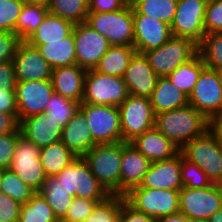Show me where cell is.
<instances>
[{
  "label": "cell",
  "mask_w": 222,
  "mask_h": 222,
  "mask_svg": "<svg viewBox=\"0 0 222 222\" xmlns=\"http://www.w3.org/2000/svg\"><path fill=\"white\" fill-rule=\"evenodd\" d=\"M154 127L181 149L209 130V119L192 105L155 114Z\"/></svg>",
  "instance_id": "obj_1"
},
{
  "label": "cell",
  "mask_w": 222,
  "mask_h": 222,
  "mask_svg": "<svg viewBox=\"0 0 222 222\" xmlns=\"http://www.w3.org/2000/svg\"><path fill=\"white\" fill-rule=\"evenodd\" d=\"M83 158L105 189L111 195H120L122 141L113 144H97Z\"/></svg>",
  "instance_id": "obj_2"
},
{
  "label": "cell",
  "mask_w": 222,
  "mask_h": 222,
  "mask_svg": "<svg viewBox=\"0 0 222 222\" xmlns=\"http://www.w3.org/2000/svg\"><path fill=\"white\" fill-rule=\"evenodd\" d=\"M103 35L112 46L134 47L133 7L126 5L119 11L89 13L85 22Z\"/></svg>",
  "instance_id": "obj_3"
},
{
  "label": "cell",
  "mask_w": 222,
  "mask_h": 222,
  "mask_svg": "<svg viewBox=\"0 0 222 222\" xmlns=\"http://www.w3.org/2000/svg\"><path fill=\"white\" fill-rule=\"evenodd\" d=\"M56 177L73 197L102 202L111 196L91 172L83 157H77L70 165L64 167Z\"/></svg>",
  "instance_id": "obj_4"
},
{
  "label": "cell",
  "mask_w": 222,
  "mask_h": 222,
  "mask_svg": "<svg viewBox=\"0 0 222 222\" xmlns=\"http://www.w3.org/2000/svg\"><path fill=\"white\" fill-rule=\"evenodd\" d=\"M93 140L96 144H113L122 141L120 111L113 105L80 103Z\"/></svg>",
  "instance_id": "obj_5"
},
{
  "label": "cell",
  "mask_w": 222,
  "mask_h": 222,
  "mask_svg": "<svg viewBox=\"0 0 222 222\" xmlns=\"http://www.w3.org/2000/svg\"><path fill=\"white\" fill-rule=\"evenodd\" d=\"M198 53L192 40L172 36L161 47L144 52L150 66L158 76H167Z\"/></svg>",
  "instance_id": "obj_6"
},
{
  "label": "cell",
  "mask_w": 222,
  "mask_h": 222,
  "mask_svg": "<svg viewBox=\"0 0 222 222\" xmlns=\"http://www.w3.org/2000/svg\"><path fill=\"white\" fill-rule=\"evenodd\" d=\"M129 95L122 77L105 75L95 69L87 70L82 103L118 107Z\"/></svg>",
  "instance_id": "obj_7"
},
{
  "label": "cell",
  "mask_w": 222,
  "mask_h": 222,
  "mask_svg": "<svg viewBox=\"0 0 222 222\" xmlns=\"http://www.w3.org/2000/svg\"><path fill=\"white\" fill-rule=\"evenodd\" d=\"M179 152L184 159L198 165L212 184L222 175V144L209 130L186 143Z\"/></svg>",
  "instance_id": "obj_8"
},
{
  "label": "cell",
  "mask_w": 222,
  "mask_h": 222,
  "mask_svg": "<svg viewBox=\"0 0 222 222\" xmlns=\"http://www.w3.org/2000/svg\"><path fill=\"white\" fill-rule=\"evenodd\" d=\"M124 198L136 210L155 219L179 212V190L137 186L125 194Z\"/></svg>",
  "instance_id": "obj_9"
},
{
  "label": "cell",
  "mask_w": 222,
  "mask_h": 222,
  "mask_svg": "<svg viewBox=\"0 0 222 222\" xmlns=\"http://www.w3.org/2000/svg\"><path fill=\"white\" fill-rule=\"evenodd\" d=\"M118 108L123 142H131L154 127L155 114L150 98L129 95Z\"/></svg>",
  "instance_id": "obj_10"
},
{
  "label": "cell",
  "mask_w": 222,
  "mask_h": 222,
  "mask_svg": "<svg viewBox=\"0 0 222 222\" xmlns=\"http://www.w3.org/2000/svg\"><path fill=\"white\" fill-rule=\"evenodd\" d=\"M41 148L21 135L15 146L11 171L35 192H39L46 178L40 161Z\"/></svg>",
  "instance_id": "obj_11"
},
{
  "label": "cell",
  "mask_w": 222,
  "mask_h": 222,
  "mask_svg": "<svg viewBox=\"0 0 222 222\" xmlns=\"http://www.w3.org/2000/svg\"><path fill=\"white\" fill-rule=\"evenodd\" d=\"M222 208V195L215 185L204 188L182 187L179 190V212L190 220H208Z\"/></svg>",
  "instance_id": "obj_12"
},
{
  "label": "cell",
  "mask_w": 222,
  "mask_h": 222,
  "mask_svg": "<svg viewBox=\"0 0 222 222\" xmlns=\"http://www.w3.org/2000/svg\"><path fill=\"white\" fill-rule=\"evenodd\" d=\"M205 0H178L171 23L172 36L192 40L199 45L205 35Z\"/></svg>",
  "instance_id": "obj_13"
},
{
  "label": "cell",
  "mask_w": 222,
  "mask_h": 222,
  "mask_svg": "<svg viewBox=\"0 0 222 222\" xmlns=\"http://www.w3.org/2000/svg\"><path fill=\"white\" fill-rule=\"evenodd\" d=\"M188 102L208 119L222 112V84L215 69L203 68Z\"/></svg>",
  "instance_id": "obj_14"
},
{
  "label": "cell",
  "mask_w": 222,
  "mask_h": 222,
  "mask_svg": "<svg viewBox=\"0 0 222 222\" xmlns=\"http://www.w3.org/2000/svg\"><path fill=\"white\" fill-rule=\"evenodd\" d=\"M19 123L32 115L43 114L53 91L51 79L17 81L15 87Z\"/></svg>",
  "instance_id": "obj_15"
},
{
  "label": "cell",
  "mask_w": 222,
  "mask_h": 222,
  "mask_svg": "<svg viewBox=\"0 0 222 222\" xmlns=\"http://www.w3.org/2000/svg\"><path fill=\"white\" fill-rule=\"evenodd\" d=\"M72 33L77 64L85 70L95 69L111 46L108 40L86 23L75 24Z\"/></svg>",
  "instance_id": "obj_16"
},
{
  "label": "cell",
  "mask_w": 222,
  "mask_h": 222,
  "mask_svg": "<svg viewBox=\"0 0 222 222\" xmlns=\"http://www.w3.org/2000/svg\"><path fill=\"white\" fill-rule=\"evenodd\" d=\"M134 48L137 53L159 48L171 37V26L151 17L138 14L133 9Z\"/></svg>",
  "instance_id": "obj_17"
},
{
  "label": "cell",
  "mask_w": 222,
  "mask_h": 222,
  "mask_svg": "<svg viewBox=\"0 0 222 222\" xmlns=\"http://www.w3.org/2000/svg\"><path fill=\"white\" fill-rule=\"evenodd\" d=\"M17 81L49 80L52 67L36 47L23 41L12 60Z\"/></svg>",
  "instance_id": "obj_18"
},
{
  "label": "cell",
  "mask_w": 222,
  "mask_h": 222,
  "mask_svg": "<svg viewBox=\"0 0 222 222\" xmlns=\"http://www.w3.org/2000/svg\"><path fill=\"white\" fill-rule=\"evenodd\" d=\"M122 78L130 95L150 98L159 76L154 72L144 54L136 52Z\"/></svg>",
  "instance_id": "obj_19"
},
{
  "label": "cell",
  "mask_w": 222,
  "mask_h": 222,
  "mask_svg": "<svg viewBox=\"0 0 222 222\" xmlns=\"http://www.w3.org/2000/svg\"><path fill=\"white\" fill-rule=\"evenodd\" d=\"M181 153L168 160L152 162L139 185L142 188L180 190Z\"/></svg>",
  "instance_id": "obj_20"
},
{
  "label": "cell",
  "mask_w": 222,
  "mask_h": 222,
  "mask_svg": "<svg viewBox=\"0 0 222 222\" xmlns=\"http://www.w3.org/2000/svg\"><path fill=\"white\" fill-rule=\"evenodd\" d=\"M151 162L130 142L122 141L120 167V195L124 196L132 188L141 184Z\"/></svg>",
  "instance_id": "obj_21"
},
{
  "label": "cell",
  "mask_w": 222,
  "mask_h": 222,
  "mask_svg": "<svg viewBox=\"0 0 222 222\" xmlns=\"http://www.w3.org/2000/svg\"><path fill=\"white\" fill-rule=\"evenodd\" d=\"M87 70L78 64L52 69L51 82L54 93L81 103L84 97Z\"/></svg>",
  "instance_id": "obj_22"
},
{
  "label": "cell",
  "mask_w": 222,
  "mask_h": 222,
  "mask_svg": "<svg viewBox=\"0 0 222 222\" xmlns=\"http://www.w3.org/2000/svg\"><path fill=\"white\" fill-rule=\"evenodd\" d=\"M22 135L39 148L61 140L63 127L44 114L32 115L20 122Z\"/></svg>",
  "instance_id": "obj_23"
},
{
  "label": "cell",
  "mask_w": 222,
  "mask_h": 222,
  "mask_svg": "<svg viewBox=\"0 0 222 222\" xmlns=\"http://www.w3.org/2000/svg\"><path fill=\"white\" fill-rule=\"evenodd\" d=\"M151 163L168 160L179 153V148L155 127L137 136L130 142Z\"/></svg>",
  "instance_id": "obj_24"
},
{
  "label": "cell",
  "mask_w": 222,
  "mask_h": 222,
  "mask_svg": "<svg viewBox=\"0 0 222 222\" xmlns=\"http://www.w3.org/2000/svg\"><path fill=\"white\" fill-rule=\"evenodd\" d=\"M61 141L78 157H83L93 146L97 145L80 110L63 128Z\"/></svg>",
  "instance_id": "obj_25"
},
{
  "label": "cell",
  "mask_w": 222,
  "mask_h": 222,
  "mask_svg": "<svg viewBox=\"0 0 222 222\" xmlns=\"http://www.w3.org/2000/svg\"><path fill=\"white\" fill-rule=\"evenodd\" d=\"M150 101L154 114L181 108L189 104L188 96L173 85L167 76H159Z\"/></svg>",
  "instance_id": "obj_26"
},
{
  "label": "cell",
  "mask_w": 222,
  "mask_h": 222,
  "mask_svg": "<svg viewBox=\"0 0 222 222\" xmlns=\"http://www.w3.org/2000/svg\"><path fill=\"white\" fill-rule=\"evenodd\" d=\"M75 24L59 16H45L42 24L25 41L29 45H45L48 42L62 41L72 34Z\"/></svg>",
  "instance_id": "obj_27"
},
{
  "label": "cell",
  "mask_w": 222,
  "mask_h": 222,
  "mask_svg": "<svg viewBox=\"0 0 222 222\" xmlns=\"http://www.w3.org/2000/svg\"><path fill=\"white\" fill-rule=\"evenodd\" d=\"M52 67H65L77 64L76 49L73 33L62 41L48 42L45 45H31Z\"/></svg>",
  "instance_id": "obj_28"
},
{
  "label": "cell",
  "mask_w": 222,
  "mask_h": 222,
  "mask_svg": "<svg viewBox=\"0 0 222 222\" xmlns=\"http://www.w3.org/2000/svg\"><path fill=\"white\" fill-rule=\"evenodd\" d=\"M39 193L53 209L58 220L65 217L74 199L56 176H46Z\"/></svg>",
  "instance_id": "obj_29"
},
{
  "label": "cell",
  "mask_w": 222,
  "mask_h": 222,
  "mask_svg": "<svg viewBox=\"0 0 222 222\" xmlns=\"http://www.w3.org/2000/svg\"><path fill=\"white\" fill-rule=\"evenodd\" d=\"M77 157L61 140L41 148L40 152V161L46 176L58 175Z\"/></svg>",
  "instance_id": "obj_30"
},
{
  "label": "cell",
  "mask_w": 222,
  "mask_h": 222,
  "mask_svg": "<svg viewBox=\"0 0 222 222\" xmlns=\"http://www.w3.org/2000/svg\"><path fill=\"white\" fill-rule=\"evenodd\" d=\"M135 53L134 47L111 45L95 70L105 75L122 77Z\"/></svg>",
  "instance_id": "obj_31"
},
{
  "label": "cell",
  "mask_w": 222,
  "mask_h": 222,
  "mask_svg": "<svg viewBox=\"0 0 222 222\" xmlns=\"http://www.w3.org/2000/svg\"><path fill=\"white\" fill-rule=\"evenodd\" d=\"M204 67L205 64L197 53L191 60L181 64L167 77L173 85L189 96Z\"/></svg>",
  "instance_id": "obj_32"
},
{
  "label": "cell",
  "mask_w": 222,
  "mask_h": 222,
  "mask_svg": "<svg viewBox=\"0 0 222 222\" xmlns=\"http://www.w3.org/2000/svg\"><path fill=\"white\" fill-rule=\"evenodd\" d=\"M178 0H133L131 6L140 15L171 25Z\"/></svg>",
  "instance_id": "obj_33"
},
{
  "label": "cell",
  "mask_w": 222,
  "mask_h": 222,
  "mask_svg": "<svg viewBox=\"0 0 222 222\" xmlns=\"http://www.w3.org/2000/svg\"><path fill=\"white\" fill-rule=\"evenodd\" d=\"M88 2L89 0H50L47 9L50 14L80 24L86 22L89 14Z\"/></svg>",
  "instance_id": "obj_34"
},
{
  "label": "cell",
  "mask_w": 222,
  "mask_h": 222,
  "mask_svg": "<svg viewBox=\"0 0 222 222\" xmlns=\"http://www.w3.org/2000/svg\"><path fill=\"white\" fill-rule=\"evenodd\" d=\"M18 222H59V220L43 196L36 192L27 203L21 205Z\"/></svg>",
  "instance_id": "obj_35"
},
{
  "label": "cell",
  "mask_w": 222,
  "mask_h": 222,
  "mask_svg": "<svg viewBox=\"0 0 222 222\" xmlns=\"http://www.w3.org/2000/svg\"><path fill=\"white\" fill-rule=\"evenodd\" d=\"M47 13V7L24 3L16 23L15 34L25 41L42 24Z\"/></svg>",
  "instance_id": "obj_36"
},
{
  "label": "cell",
  "mask_w": 222,
  "mask_h": 222,
  "mask_svg": "<svg viewBox=\"0 0 222 222\" xmlns=\"http://www.w3.org/2000/svg\"><path fill=\"white\" fill-rule=\"evenodd\" d=\"M79 108L80 103L64 98L57 93H53L46 104L43 114L47 119L58 122L64 128L69 120L77 113Z\"/></svg>",
  "instance_id": "obj_37"
},
{
  "label": "cell",
  "mask_w": 222,
  "mask_h": 222,
  "mask_svg": "<svg viewBox=\"0 0 222 222\" xmlns=\"http://www.w3.org/2000/svg\"><path fill=\"white\" fill-rule=\"evenodd\" d=\"M198 53L205 67L222 69V32L205 34L198 45Z\"/></svg>",
  "instance_id": "obj_38"
},
{
  "label": "cell",
  "mask_w": 222,
  "mask_h": 222,
  "mask_svg": "<svg viewBox=\"0 0 222 222\" xmlns=\"http://www.w3.org/2000/svg\"><path fill=\"white\" fill-rule=\"evenodd\" d=\"M0 192L10 196L20 205L27 203L36 193L10 169L4 170L0 180Z\"/></svg>",
  "instance_id": "obj_39"
},
{
  "label": "cell",
  "mask_w": 222,
  "mask_h": 222,
  "mask_svg": "<svg viewBox=\"0 0 222 222\" xmlns=\"http://www.w3.org/2000/svg\"><path fill=\"white\" fill-rule=\"evenodd\" d=\"M121 195H111L106 200L98 202L90 217L83 222H119Z\"/></svg>",
  "instance_id": "obj_40"
},
{
  "label": "cell",
  "mask_w": 222,
  "mask_h": 222,
  "mask_svg": "<svg viewBox=\"0 0 222 222\" xmlns=\"http://www.w3.org/2000/svg\"><path fill=\"white\" fill-rule=\"evenodd\" d=\"M180 175L183 187L204 188L212 185L206 173L198 165L184 159L182 154Z\"/></svg>",
  "instance_id": "obj_41"
},
{
  "label": "cell",
  "mask_w": 222,
  "mask_h": 222,
  "mask_svg": "<svg viewBox=\"0 0 222 222\" xmlns=\"http://www.w3.org/2000/svg\"><path fill=\"white\" fill-rule=\"evenodd\" d=\"M24 3L23 0H0V31L15 33Z\"/></svg>",
  "instance_id": "obj_42"
},
{
  "label": "cell",
  "mask_w": 222,
  "mask_h": 222,
  "mask_svg": "<svg viewBox=\"0 0 222 222\" xmlns=\"http://www.w3.org/2000/svg\"><path fill=\"white\" fill-rule=\"evenodd\" d=\"M97 203L96 200L74 197L67 214L59 221L83 222L90 217Z\"/></svg>",
  "instance_id": "obj_43"
},
{
  "label": "cell",
  "mask_w": 222,
  "mask_h": 222,
  "mask_svg": "<svg viewBox=\"0 0 222 222\" xmlns=\"http://www.w3.org/2000/svg\"><path fill=\"white\" fill-rule=\"evenodd\" d=\"M205 34L222 32V0L207 2L204 15Z\"/></svg>",
  "instance_id": "obj_44"
},
{
  "label": "cell",
  "mask_w": 222,
  "mask_h": 222,
  "mask_svg": "<svg viewBox=\"0 0 222 222\" xmlns=\"http://www.w3.org/2000/svg\"><path fill=\"white\" fill-rule=\"evenodd\" d=\"M21 135L20 127L13 133L0 135V167L9 169L13 161L16 142Z\"/></svg>",
  "instance_id": "obj_45"
},
{
  "label": "cell",
  "mask_w": 222,
  "mask_h": 222,
  "mask_svg": "<svg viewBox=\"0 0 222 222\" xmlns=\"http://www.w3.org/2000/svg\"><path fill=\"white\" fill-rule=\"evenodd\" d=\"M22 42L15 33L0 31V64L12 61Z\"/></svg>",
  "instance_id": "obj_46"
},
{
  "label": "cell",
  "mask_w": 222,
  "mask_h": 222,
  "mask_svg": "<svg viewBox=\"0 0 222 222\" xmlns=\"http://www.w3.org/2000/svg\"><path fill=\"white\" fill-rule=\"evenodd\" d=\"M21 205L0 192V222H18Z\"/></svg>",
  "instance_id": "obj_47"
},
{
  "label": "cell",
  "mask_w": 222,
  "mask_h": 222,
  "mask_svg": "<svg viewBox=\"0 0 222 222\" xmlns=\"http://www.w3.org/2000/svg\"><path fill=\"white\" fill-rule=\"evenodd\" d=\"M119 222H156V219L136 210L125 200L124 196L121 195Z\"/></svg>",
  "instance_id": "obj_48"
},
{
  "label": "cell",
  "mask_w": 222,
  "mask_h": 222,
  "mask_svg": "<svg viewBox=\"0 0 222 222\" xmlns=\"http://www.w3.org/2000/svg\"><path fill=\"white\" fill-rule=\"evenodd\" d=\"M17 79L12 61L0 64V92L15 91Z\"/></svg>",
  "instance_id": "obj_49"
},
{
  "label": "cell",
  "mask_w": 222,
  "mask_h": 222,
  "mask_svg": "<svg viewBox=\"0 0 222 222\" xmlns=\"http://www.w3.org/2000/svg\"><path fill=\"white\" fill-rule=\"evenodd\" d=\"M89 13L119 11L127 4L123 0H89Z\"/></svg>",
  "instance_id": "obj_50"
},
{
  "label": "cell",
  "mask_w": 222,
  "mask_h": 222,
  "mask_svg": "<svg viewBox=\"0 0 222 222\" xmlns=\"http://www.w3.org/2000/svg\"><path fill=\"white\" fill-rule=\"evenodd\" d=\"M0 112L13 114L17 118V101L15 91L0 92Z\"/></svg>",
  "instance_id": "obj_51"
},
{
  "label": "cell",
  "mask_w": 222,
  "mask_h": 222,
  "mask_svg": "<svg viewBox=\"0 0 222 222\" xmlns=\"http://www.w3.org/2000/svg\"><path fill=\"white\" fill-rule=\"evenodd\" d=\"M19 126L20 123L13 114L0 112V135L13 133Z\"/></svg>",
  "instance_id": "obj_52"
},
{
  "label": "cell",
  "mask_w": 222,
  "mask_h": 222,
  "mask_svg": "<svg viewBox=\"0 0 222 222\" xmlns=\"http://www.w3.org/2000/svg\"><path fill=\"white\" fill-rule=\"evenodd\" d=\"M209 131L222 144V112L209 119Z\"/></svg>",
  "instance_id": "obj_53"
},
{
  "label": "cell",
  "mask_w": 222,
  "mask_h": 222,
  "mask_svg": "<svg viewBox=\"0 0 222 222\" xmlns=\"http://www.w3.org/2000/svg\"><path fill=\"white\" fill-rule=\"evenodd\" d=\"M156 222H193L181 212L156 218Z\"/></svg>",
  "instance_id": "obj_54"
},
{
  "label": "cell",
  "mask_w": 222,
  "mask_h": 222,
  "mask_svg": "<svg viewBox=\"0 0 222 222\" xmlns=\"http://www.w3.org/2000/svg\"><path fill=\"white\" fill-rule=\"evenodd\" d=\"M27 4L32 5H41L44 7H48L50 0H23Z\"/></svg>",
  "instance_id": "obj_55"
},
{
  "label": "cell",
  "mask_w": 222,
  "mask_h": 222,
  "mask_svg": "<svg viewBox=\"0 0 222 222\" xmlns=\"http://www.w3.org/2000/svg\"><path fill=\"white\" fill-rule=\"evenodd\" d=\"M208 220L209 222H222V208L216 211Z\"/></svg>",
  "instance_id": "obj_56"
},
{
  "label": "cell",
  "mask_w": 222,
  "mask_h": 222,
  "mask_svg": "<svg viewBox=\"0 0 222 222\" xmlns=\"http://www.w3.org/2000/svg\"><path fill=\"white\" fill-rule=\"evenodd\" d=\"M213 184L218 192L222 195V175Z\"/></svg>",
  "instance_id": "obj_57"
},
{
  "label": "cell",
  "mask_w": 222,
  "mask_h": 222,
  "mask_svg": "<svg viewBox=\"0 0 222 222\" xmlns=\"http://www.w3.org/2000/svg\"><path fill=\"white\" fill-rule=\"evenodd\" d=\"M216 72H217V74L219 76V80H220V82L222 84V69H217Z\"/></svg>",
  "instance_id": "obj_58"
},
{
  "label": "cell",
  "mask_w": 222,
  "mask_h": 222,
  "mask_svg": "<svg viewBox=\"0 0 222 222\" xmlns=\"http://www.w3.org/2000/svg\"><path fill=\"white\" fill-rule=\"evenodd\" d=\"M4 170H5L4 168L0 167V180L2 179Z\"/></svg>",
  "instance_id": "obj_59"
},
{
  "label": "cell",
  "mask_w": 222,
  "mask_h": 222,
  "mask_svg": "<svg viewBox=\"0 0 222 222\" xmlns=\"http://www.w3.org/2000/svg\"><path fill=\"white\" fill-rule=\"evenodd\" d=\"M127 5H131L133 0H123Z\"/></svg>",
  "instance_id": "obj_60"
},
{
  "label": "cell",
  "mask_w": 222,
  "mask_h": 222,
  "mask_svg": "<svg viewBox=\"0 0 222 222\" xmlns=\"http://www.w3.org/2000/svg\"><path fill=\"white\" fill-rule=\"evenodd\" d=\"M193 222H209V220H196V221H193Z\"/></svg>",
  "instance_id": "obj_61"
}]
</instances>
